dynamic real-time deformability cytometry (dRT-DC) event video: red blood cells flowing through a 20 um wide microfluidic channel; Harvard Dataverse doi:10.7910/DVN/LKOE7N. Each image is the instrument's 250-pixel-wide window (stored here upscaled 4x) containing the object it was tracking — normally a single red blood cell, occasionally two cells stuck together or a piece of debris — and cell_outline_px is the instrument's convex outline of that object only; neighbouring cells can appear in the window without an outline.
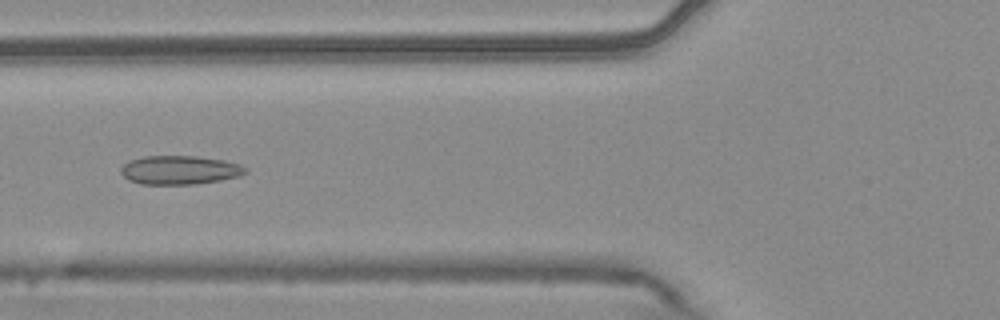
{"species": "common noctule bat (a hibernating species)", "species_latin": "Nyctalus noctula", "temperature_condition": "warm", "stored_images_in_passage": 7, "camera_frame_rate_fps": 3000, "um_per_image_px": 0.085, "animal": {"sex": "male", "body_mass_g": 20.4}, "frame": {"image": 1, "passage_image": 4, "time_ms": 1.0, "image_size_px": [1000, 320], "cell_outline_px": [[248, 172], [240, 176], [220, 180], [196, 184], [140, 184], [128, 180], [120, 172], [120, 168], [128, 160], [144, 156], [196, 156], [224, 160], [240, 164], [248, 168]], "centroid_in_image_um": [15.28, 14.45], "position_along_channel_um": 110.5, "area_um2": 21.1}}
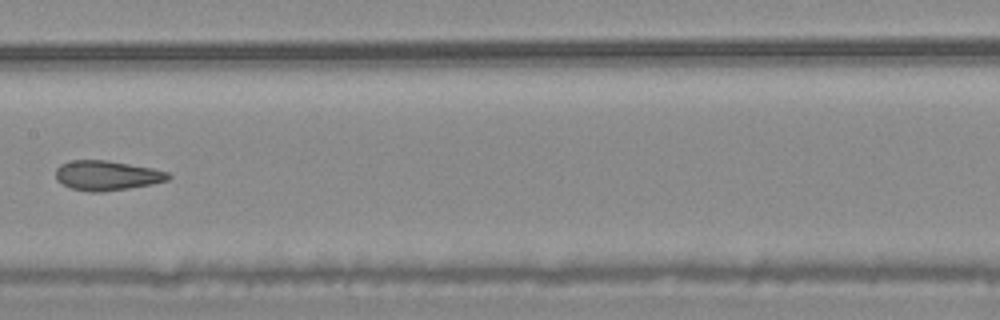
{"frame": {"image": 2, "passage_image": 6, "time_ms": 1.667, "image_size_px": [1000, 320], "cell_outline_px": [[172, 176], [168, 180], [152, 184], [128, 188], [100, 192], [88, 192], [72, 188], [56, 180], [56, 168], [60, 164], [72, 160], [104, 160], [152, 168], [168, 172]], "centroid_in_image_um": [9.08, 14.92], "position_along_channel_um": 198.3, "area_um2": 19.36}}
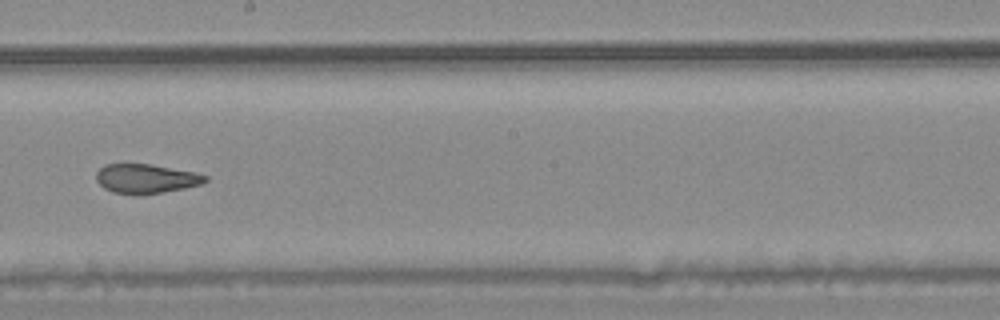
{"frame": {"image": 3, "passage_image": 7, "time_ms": 2.0, "image_size_px": [1000, 320], "cell_outline_px": [[208, 180], [200, 184], [184, 188], [160, 192], [112, 192], [104, 188], [96, 180], [96, 172], [104, 164], [148, 164], [196, 172], [208, 176]], "centroid_in_image_um": [12.41, 15.14], "position_along_channel_um": 235.8, "area_um2": 17.98}}